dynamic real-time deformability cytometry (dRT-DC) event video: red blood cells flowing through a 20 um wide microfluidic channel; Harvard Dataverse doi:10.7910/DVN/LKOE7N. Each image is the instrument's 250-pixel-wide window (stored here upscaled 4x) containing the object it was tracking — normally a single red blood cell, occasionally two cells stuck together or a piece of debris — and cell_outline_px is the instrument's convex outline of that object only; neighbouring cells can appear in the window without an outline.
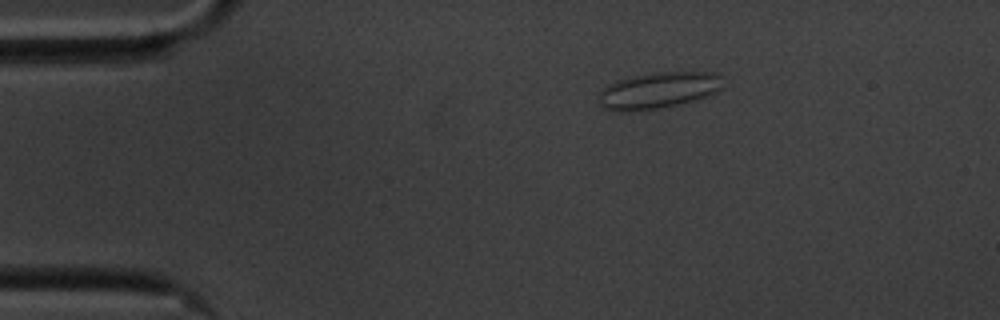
{"species": "common noctule bat (a hibernating species)", "species_latin": "Nyctalus noctula", "temperature_condition": "cold", "stored_images_in_passage": 48, "camera_frame_rate_fps": 3000, "um_per_image_px": 0.085, "animal": {"sex": "male", "body_mass_g": 20.1, "forearm_length_mm": 53.5}, "frame": {"image": 1, "passage_image": 1, "time_ms": 0.0, "image_size_px": [1000, 320], "cell_outline_px": [[724, 76], [720, 88], [716, 92], [696, 100], [684, 104], [660, 108], [624, 112], [616, 112], [604, 108], [600, 104], [600, 88], [616, 80], [632, 76], [652, 72], [716, 72]], "centroid_in_image_um": [55.96, 7.68], "position_along_channel_um": 29.0, "area_um2": 26.76}}
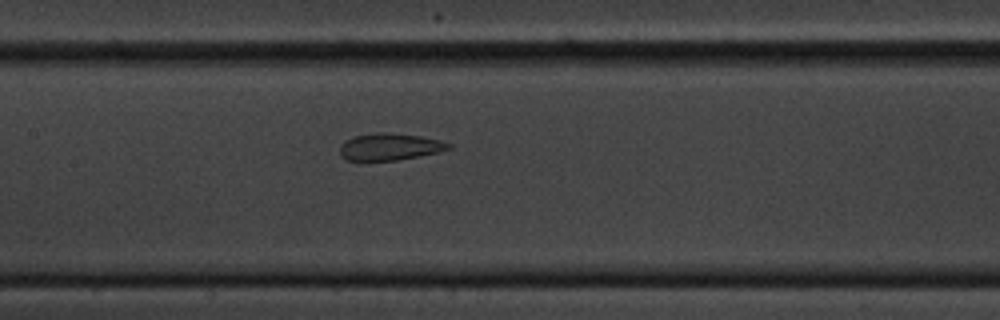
{"frame": {"image": 2, "passage_image": 18, "time_ms": 5.667, "image_size_px": [1000, 320], "cell_outline_px": [[452, 148], [436, 152], [396, 160], [344, 160], [340, 156], [340, 144], [352, 136], [376, 132], [392, 132], [420, 136], [440, 140], [452, 144]], "centroid_in_image_um": [33.08, 12.46], "position_along_channel_um": 174.3, "area_um2": 17.11}}
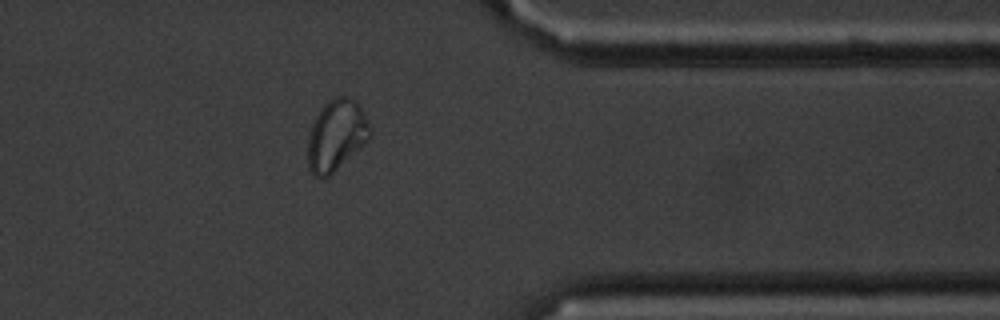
{"frame": {"image": 3, "passage_image": 37, "time_ms": 12.0, "image_size_px": [1000, 320], "cell_outline_px": [[372, 136], [364, 144], [328, 176], [316, 176], [308, 168], [308, 136], [312, 124], [316, 116], [324, 104], [328, 100], [336, 96], [348, 96], [356, 100], [360, 104], [372, 128]], "centroid_in_image_um": [28.62, 11.44], "position_along_channel_um": 382.8, "area_um2": 25.72}}